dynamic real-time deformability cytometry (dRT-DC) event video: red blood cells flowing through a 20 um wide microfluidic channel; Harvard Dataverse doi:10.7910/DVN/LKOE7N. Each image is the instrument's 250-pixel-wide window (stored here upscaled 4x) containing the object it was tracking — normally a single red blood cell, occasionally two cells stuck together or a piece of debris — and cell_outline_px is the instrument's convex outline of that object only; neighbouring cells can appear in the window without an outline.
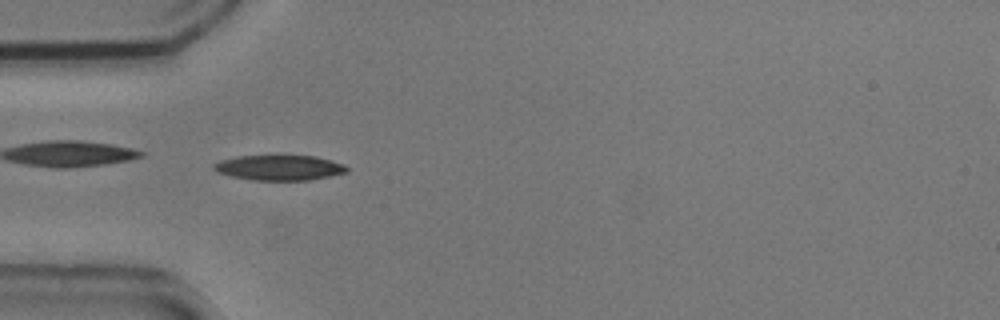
{"species": "common noctule bat (a hibernating species)", "species_latin": "Nyctalus noctula", "temperature_condition": "cold", "stored_images_in_passage": 54, "camera_frame_rate_fps": 3000, "um_per_image_px": 0.085, "animal": {"sex": "male", "body_mass_g": 20.5, "forearm_length_mm": 52.5}, "frame": {"image": 1, "passage_image": 16, "time_ms": 5.0, "image_size_px": [1000, 320], "cell_outline_px": [[348, 172], [308, 180], [252, 180], [232, 176], [216, 172], [212, 168], [212, 164], [220, 160], [236, 156], [316, 156], [332, 160], [344, 164], [348, 168]], "centroid_in_image_um": [23.72, 14.25], "position_along_channel_um": 61.3, "area_um2": 19.54}, "authors_computed_cell_mechanics": {"area_um2": 18.7272, "velocity_mm_per_s": 3.7201, "shape_relaxation_time_tau1_ms": 4.7716, "shape_relaxation_time_tau2_ms": null, "deformation_change_tau1": 0.1312, "deformation_change_tau2": null}}